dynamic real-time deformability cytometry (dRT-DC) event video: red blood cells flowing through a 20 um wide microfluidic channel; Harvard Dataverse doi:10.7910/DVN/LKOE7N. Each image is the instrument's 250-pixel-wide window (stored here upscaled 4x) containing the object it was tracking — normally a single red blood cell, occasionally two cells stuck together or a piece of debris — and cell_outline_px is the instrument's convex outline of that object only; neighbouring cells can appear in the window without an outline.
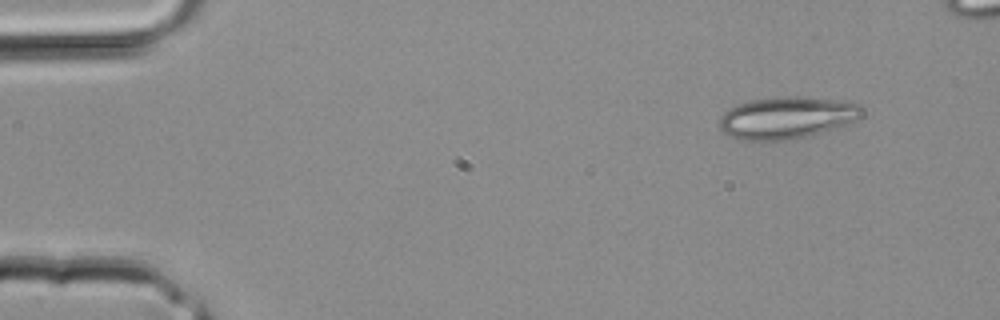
{"species": "common noctule bat (a hibernating species)", "species_latin": "Nyctalus noctula", "temperature_condition": "room temperature", "stored_images_in_passage": 4, "camera_frame_rate_fps": 3000, "um_per_image_px": 0.085, "animal": {"sex": "male", "body_mass_g": 20.4}, "frame": {"image": 1, "passage_image": 1, "time_ms": 0.0, "image_size_px": [1000, 320], "cell_outline_px": [[864, 112], [856, 120], [848, 124], [836, 128], [808, 136], [792, 140], [740, 140], [728, 136], [720, 128], [720, 116], [728, 108], [752, 100], [788, 96], [796, 96], [836, 100], [856, 104]], "centroid_in_image_um": [66.85, 10.02], "position_along_channel_um": 18.1, "area_um2": 34.68}}